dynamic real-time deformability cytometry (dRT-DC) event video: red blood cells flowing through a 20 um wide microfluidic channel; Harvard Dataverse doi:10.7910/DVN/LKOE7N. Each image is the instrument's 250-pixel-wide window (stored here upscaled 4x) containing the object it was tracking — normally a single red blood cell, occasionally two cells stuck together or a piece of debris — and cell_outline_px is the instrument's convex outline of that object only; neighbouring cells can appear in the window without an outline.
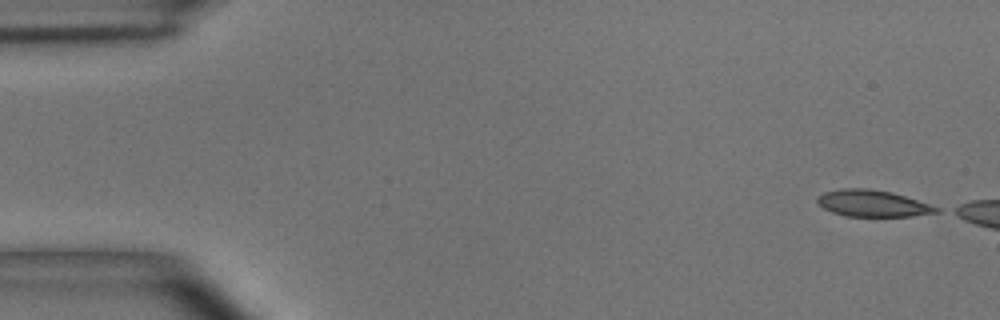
{"species": "common noctule bat (a hibernating species)", "species_latin": "Nyctalus noctula", "temperature_condition": "room temperature", "stored_images_in_passage": 6, "camera_frame_rate_fps": 3000, "um_per_image_px": 0.085, "animal": {"sex": "male", "body_mass_g": 15.6}, "frame": {"image": 1, "passage_image": 1, "time_ms": 0.0, "image_size_px": [1000, 320], "cell_outline_px": [[940, 212], [912, 216], [844, 216], [832, 212], [824, 208], [816, 200], [824, 192], [840, 188], [868, 188], [892, 192], [940, 208]], "centroid_in_image_um": [74.16, 17.29], "position_along_channel_um": 10.8, "area_um2": 18.26}}